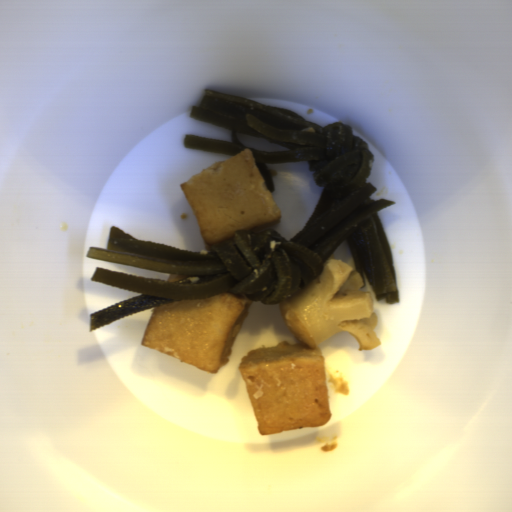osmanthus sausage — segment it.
Returning <instances> with one entry per match:
<instances>
[{"instance_id":"obj_1","label":"osmanthus sausage","mask_w":512,"mask_h":512,"mask_svg":"<svg viewBox=\"0 0 512 512\" xmlns=\"http://www.w3.org/2000/svg\"><path fill=\"white\" fill-rule=\"evenodd\" d=\"M364 285L358 272L335 252L313 284L278 306V316L294 340L310 349L346 332L358 340V352L374 351L381 345L375 331L378 315L371 292L361 290Z\"/></svg>"}]
</instances>
